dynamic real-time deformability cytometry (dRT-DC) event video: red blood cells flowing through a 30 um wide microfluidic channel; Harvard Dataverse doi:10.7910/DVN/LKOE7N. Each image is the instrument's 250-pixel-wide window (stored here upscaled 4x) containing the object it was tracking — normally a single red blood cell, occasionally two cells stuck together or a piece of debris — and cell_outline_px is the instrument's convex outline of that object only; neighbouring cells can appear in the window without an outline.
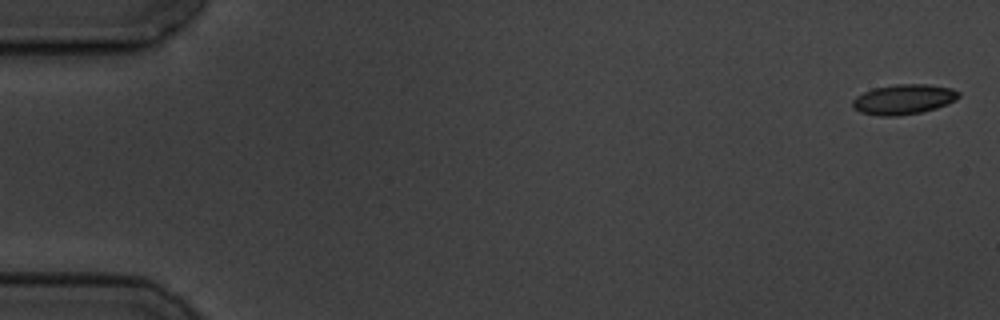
{"species": "common noctule bat (a hibernating species)", "species_latin": "Nyctalus noctula", "temperature_condition": "cold", "stored_images_in_passage": 8, "camera_frame_rate_fps": 3000, "um_per_image_px": 0.085, "animal": {"sex": "male", "body_mass_g": 19.5, "forearm_length_mm": 54.6}, "frame": {"image": 1, "passage_image": 1, "time_ms": 0.0, "image_size_px": [1000, 320], "cell_outline_px": [[960, 96], [956, 100], [948, 104], [936, 108], [920, 112], [896, 116], [880, 116], [860, 112], [852, 108], [852, 100], [856, 96], [872, 88], [896, 84], [928, 84], [952, 88], [960, 92]], "centroid_in_image_um": [76.8, 8.44], "position_along_channel_um": 8.2, "area_um2": 18.73}}
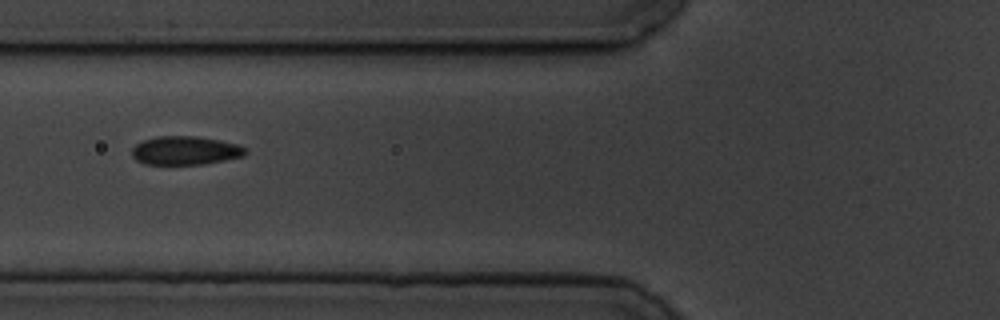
{"frame": {"image": 2, "passage_image": 7, "time_ms": 7.0, "image_size_px": [1000, 320], "cell_outline_px": [[248, 152], [244, 156], [204, 164], [144, 164], [136, 160], [132, 156], [132, 148], [136, 144], [144, 140], [156, 136], [196, 136], [220, 140], [240, 144], [248, 148]], "centroid_in_image_um": [15.79, 12.79], "position_along_channel_um": 110.0, "area_um2": 19.13}}
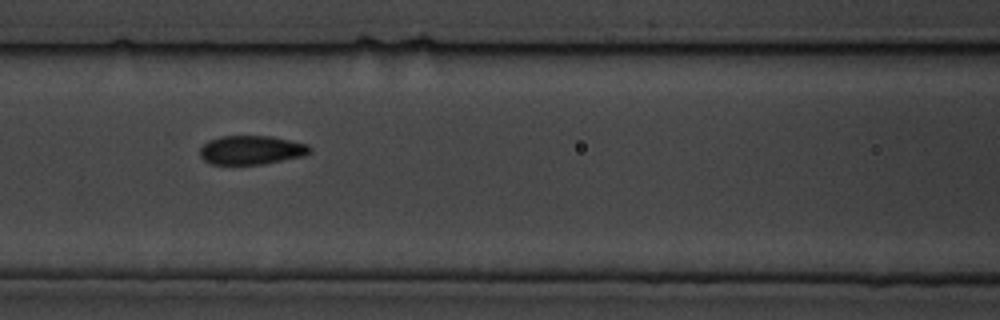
{"frame": {"image": 3, "passage_image": 8, "time_ms": 8.0, "image_size_px": [1000, 320], "cell_outline_px": [[312, 148], [304, 156], [260, 164], [208, 164], [200, 156], [200, 148], [208, 140], [220, 136], [272, 136], [308, 144]], "centroid_in_image_um": [21.34, 12.74], "position_along_channel_um": 145.3, "area_um2": 18.5}}